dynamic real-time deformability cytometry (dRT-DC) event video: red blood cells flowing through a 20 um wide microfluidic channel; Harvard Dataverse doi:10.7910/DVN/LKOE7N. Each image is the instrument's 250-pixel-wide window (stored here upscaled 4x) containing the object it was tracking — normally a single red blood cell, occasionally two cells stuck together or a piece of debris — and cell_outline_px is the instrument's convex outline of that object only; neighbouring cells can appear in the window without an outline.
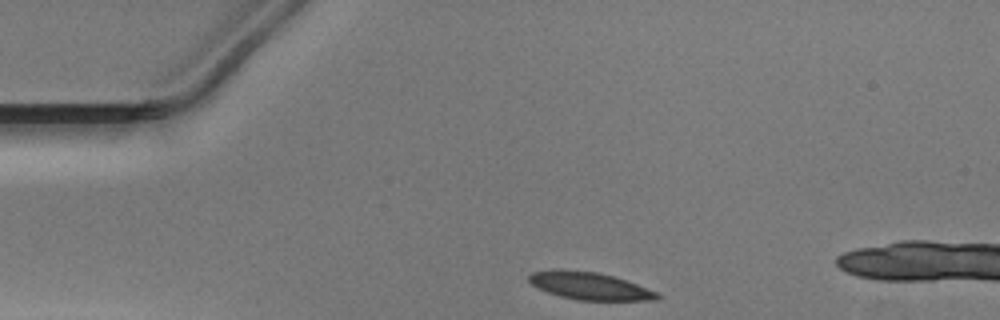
{"species": "Egyptian fruit bat (a non-hibernating species)", "species_latin": "Rousettus aegyptiacus", "temperature_condition": "warm", "stored_images_in_passage": 31, "camera_frame_rate_fps": 3000, "um_per_image_px": 0.085, "animal": {"sex": "male"}, "frame": {"image": 1, "passage_image": 1, "time_ms": 0.0, "image_size_px": [1000, 320], "cell_outline_px": [[660, 296], [656, 300], [580, 300], [560, 296], [548, 292], [532, 284], [528, 280], [528, 276], [532, 272], [552, 268], [564, 268], [596, 272], [612, 276], [660, 292]], "centroid_in_image_um": [50.09, 24.28], "position_along_channel_um": 34.9, "area_um2": 20.58}}
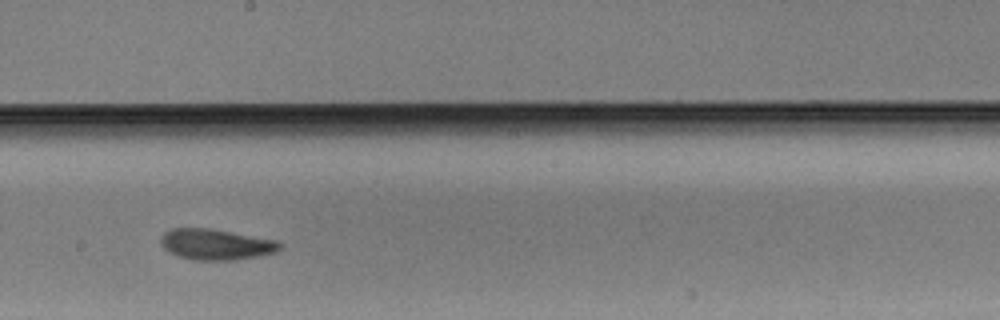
{"frame": {"image": 2, "passage_image": 19, "time_ms": 6.0, "image_size_px": [1000, 320], "cell_outline_px": [[280, 248], [276, 252], [236, 260], [192, 260], [176, 256], [168, 252], [160, 244], [160, 236], [164, 232], [172, 228], [212, 228], [276, 240], [280, 244]], "centroid_in_image_um": [18.29, 20.77], "position_along_channel_um": 229.9, "area_um2": 21.56}}
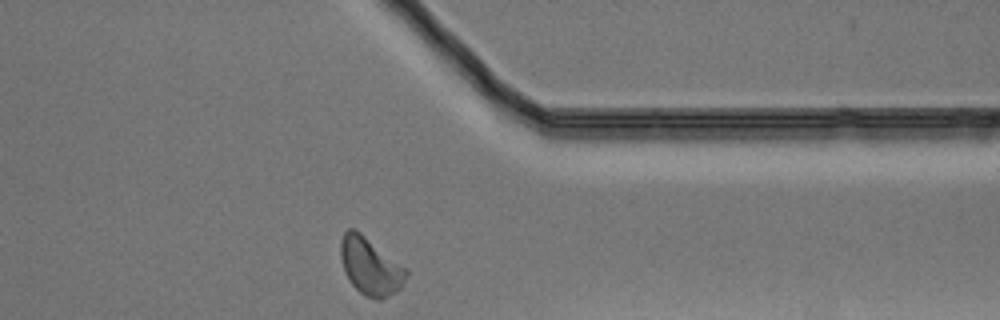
{"frame": {"image": 3, "passage_image": 31, "time_ms": 10.0, "image_size_px": [1000, 320], "cell_outline_px": [[408, 276], [400, 288], [396, 292], [380, 300], [376, 300], [364, 296], [352, 284], [344, 272], [340, 256], [340, 240], [344, 232], [348, 228], [352, 228], [360, 232], [408, 268]], "centroid_in_image_um": [31.49, 22.64], "position_along_channel_um": 379.9, "area_um2": 22.2}}